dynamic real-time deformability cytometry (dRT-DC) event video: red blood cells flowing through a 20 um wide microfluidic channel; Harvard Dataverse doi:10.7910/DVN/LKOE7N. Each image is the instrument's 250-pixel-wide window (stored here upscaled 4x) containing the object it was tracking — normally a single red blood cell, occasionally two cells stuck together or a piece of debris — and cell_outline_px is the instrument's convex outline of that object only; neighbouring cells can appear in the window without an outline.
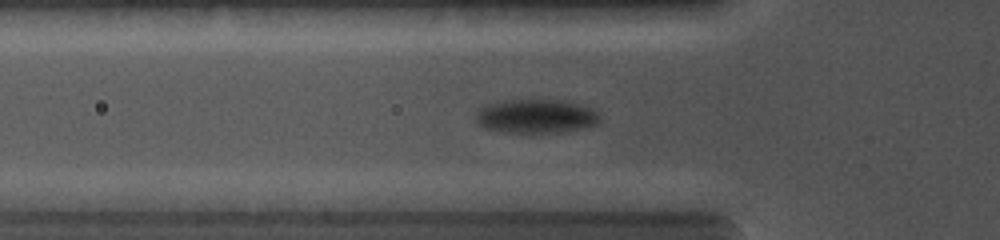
{"species": "common noctule bat (a hibernating species)", "species_latin": "Nyctalus noctula", "temperature_condition": "cold", "stored_images_in_passage": 43, "camera_frame_rate_fps": 5000, "um_per_image_px": 0.085, "animal": {"sex": "female", "body_mass_g": 19.0, "forearm_length_mm": 56.7}, "frame": {"image": 1, "passage_image": 11, "time_ms": 4.2, "image_size_px": [1000, 240], "cell_outline_px": [[600, 124], [588, 128], [560, 132], [508, 132], [484, 128], [476, 120], [476, 116], [480, 108], [488, 104], [504, 100], [564, 100], [592, 108], [600, 116]], "centroid_in_image_um": [45.63, 9.88], "position_along_channel_um": 80.2, "area_um2": 24.51}}
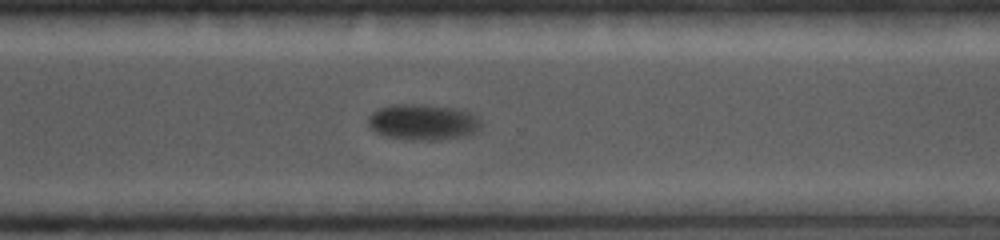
{"frame": {"image": 2, "passage_image": 28, "time_ms": 10.0, "image_size_px": [1000, 240], "cell_outline_px": [[480, 128], [468, 136], [440, 140], [408, 140], [388, 136], [376, 132], [368, 124], [368, 116], [372, 112], [380, 108], [396, 104], [424, 104], [460, 108], [468, 112], [480, 120]], "centroid_in_image_um": [35.97, 10.38], "position_along_channel_um": 334.6, "area_um2": 23.76}}
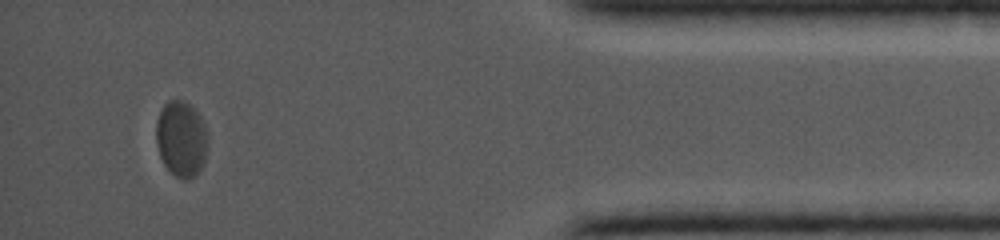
{"frame": {"image": 3, "passage_image": 37, "time_ms": 12.8, "image_size_px": [1000, 240], "cell_outline_px": [[208, 148], [204, 164], [200, 172], [196, 176], [188, 180], [184, 180], [176, 176], [164, 164], [160, 156], [156, 144], [156, 120], [160, 108], [168, 100], [184, 100], [200, 116], [208, 132]], "centroid_in_image_um": [15.43, 11.82], "position_along_channel_um": 419.8, "area_um2": 23.35}}